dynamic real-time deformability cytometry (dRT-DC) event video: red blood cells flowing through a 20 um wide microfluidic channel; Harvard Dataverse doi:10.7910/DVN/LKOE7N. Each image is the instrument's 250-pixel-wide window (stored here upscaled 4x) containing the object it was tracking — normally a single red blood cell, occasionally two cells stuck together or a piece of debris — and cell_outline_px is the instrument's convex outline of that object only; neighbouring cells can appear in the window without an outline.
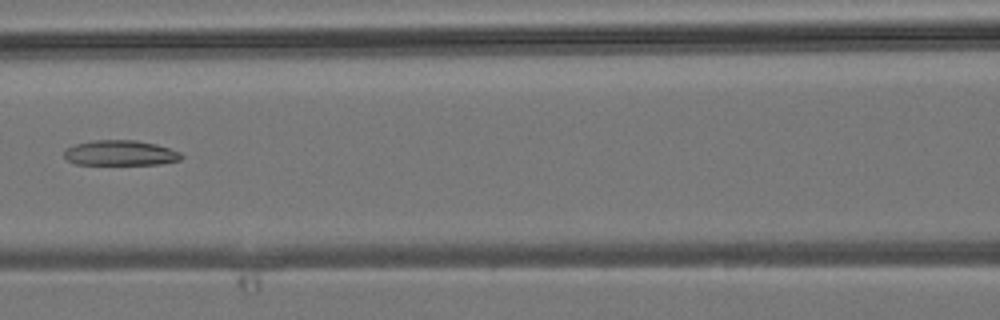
{"species": "common noctule bat (a hibernating species)", "species_latin": "Nyctalus noctula", "temperature_condition": "room temperature", "stored_images_in_passage": 37, "camera_frame_rate_fps": 3000, "um_per_image_px": 0.085, "animal": {"sex": "male", "body_mass_g": 19.2, "forearm_length_mm": 51.8}, "frame": {"image": 1, "passage_image": 13, "time_ms": 4.0, "image_size_px": [1000, 320], "cell_outline_px": [[184, 156], [180, 160], [160, 164], [76, 164], [68, 160], [64, 156], [64, 148], [76, 144], [92, 140], [136, 140], [156, 144], [180, 152]], "centroid_in_image_um": [10.22, 13.0], "position_along_channel_um": 156.4, "area_um2": 17.22}}
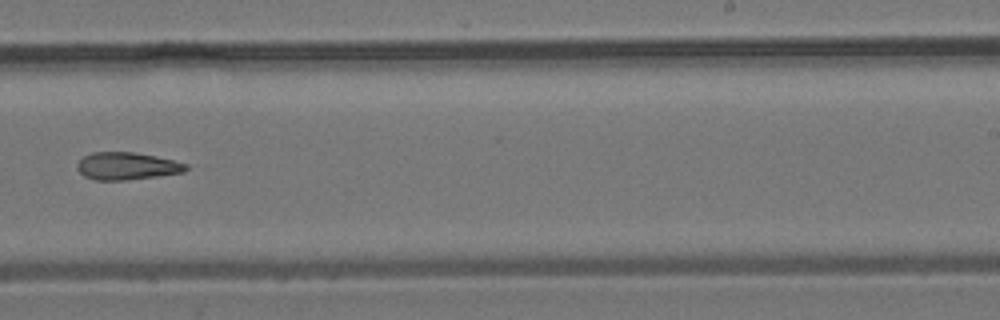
{"frame": {"image": 2, "passage_image": 21, "time_ms": 6.667, "image_size_px": [1000, 320], "cell_outline_px": [[188, 168], [184, 172], [160, 176], [124, 180], [96, 180], [84, 176], [76, 168], [76, 164], [84, 156], [92, 152], [136, 152], [156, 156], [188, 164]], "centroid_in_image_um": [10.79, 14.11], "position_along_channel_um": 278.2, "area_um2": 17.46}}
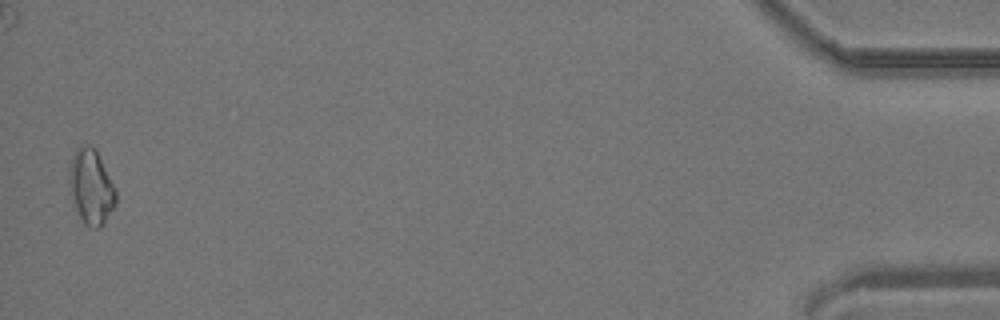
{"frame": {"image": 3, "passage_image": 37, "time_ms": 12.0, "image_size_px": [1000, 320], "cell_outline_px": [[116, 204], [104, 224], [100, 228], [92, 228], [84, 224], [76, 208], [68, 184], [68, 176], [72, 156], [76, 148], [84, 144], [88, 144], [96, 148], [116, 192]], "centroid_in_image_um": [7.74, 15.87], "position_along_channel_um": 427.5, "area_um2": 20.35}}